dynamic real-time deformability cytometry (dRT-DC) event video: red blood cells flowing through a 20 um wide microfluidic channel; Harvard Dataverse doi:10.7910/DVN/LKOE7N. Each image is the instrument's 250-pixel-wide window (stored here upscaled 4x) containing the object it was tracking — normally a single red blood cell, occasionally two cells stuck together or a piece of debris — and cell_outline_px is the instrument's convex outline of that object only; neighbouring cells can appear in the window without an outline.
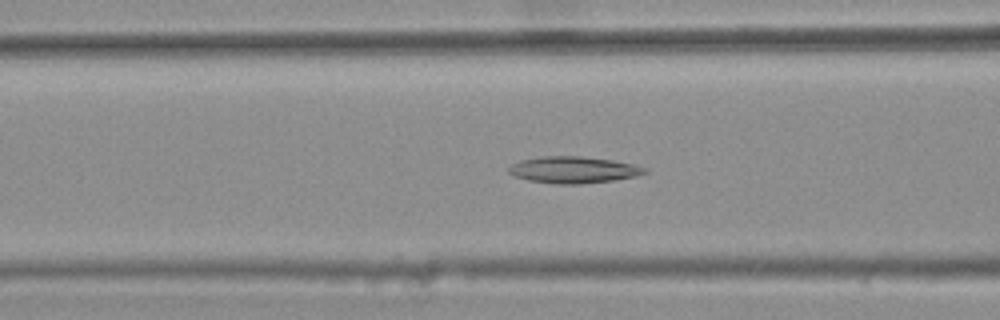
{"species": "common noctule bat (a hibernating species)", "species_latin": "Nyctalus noctula", "temperature_condition": "warm", "stored_images_in_passage": 5, "camera_frame_rate_fps": 3000, "um_per_image_px": 0.085, "animal": {"sex": "female", "body_mass_g": 25.1}, "frame": {"image": 1, "passage_image": 5, "time_ms": 1.333, "image_size_px": [1000, 320], "cell_outline_px": [[648, 172], [636, 176], [612, 180], [580, 184], [556, 184], [528, 180], [516, 176], [508, 172], [508, 168], [512, 164], [520, 160], [544, 156], [580, 156], [612, 160], [632, 164], [648, 168]], "centroid_in_image_um": [48.74, 14.43], "position_along_channel_um": 117.9, "area_um2": 20.98}}